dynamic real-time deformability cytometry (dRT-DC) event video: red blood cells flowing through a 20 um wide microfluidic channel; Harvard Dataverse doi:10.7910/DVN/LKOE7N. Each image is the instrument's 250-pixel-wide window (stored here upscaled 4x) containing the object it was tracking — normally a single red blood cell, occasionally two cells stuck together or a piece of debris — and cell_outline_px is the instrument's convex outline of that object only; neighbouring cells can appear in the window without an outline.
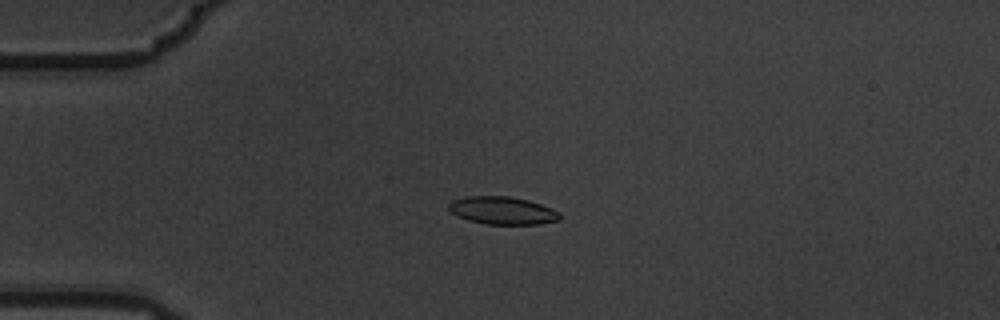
{"species": "common noctule bat (a hibernating species)", "species_latin": "Nyctalus noctula", "temperature_condition": "warm", "stored_images_in_passage": 5, "camera_frame_rate_fps": 3000, "um_per_image_px": 0.085, "animal": {"sex": "male", "body_mass_g": 19.5, "forearm_length_mm": 54.6}, "frame": {"image": 1, "passage_image": 4, "time_ms": 1.0, "image_size_px": [1000, 320], "cell_outline_px": [[560, 220], [540, 224], [484, 224], [468, 220], [456, 216], [448, 208], [448, 204], [452, 200], [468, 196], [508, 196], [528, 200], [552, 208], [560, 212]], "centroid_in_image_um": [42.71, 17.9], "position_along_channel_um": 42.3, "area_um2": 18.03}}